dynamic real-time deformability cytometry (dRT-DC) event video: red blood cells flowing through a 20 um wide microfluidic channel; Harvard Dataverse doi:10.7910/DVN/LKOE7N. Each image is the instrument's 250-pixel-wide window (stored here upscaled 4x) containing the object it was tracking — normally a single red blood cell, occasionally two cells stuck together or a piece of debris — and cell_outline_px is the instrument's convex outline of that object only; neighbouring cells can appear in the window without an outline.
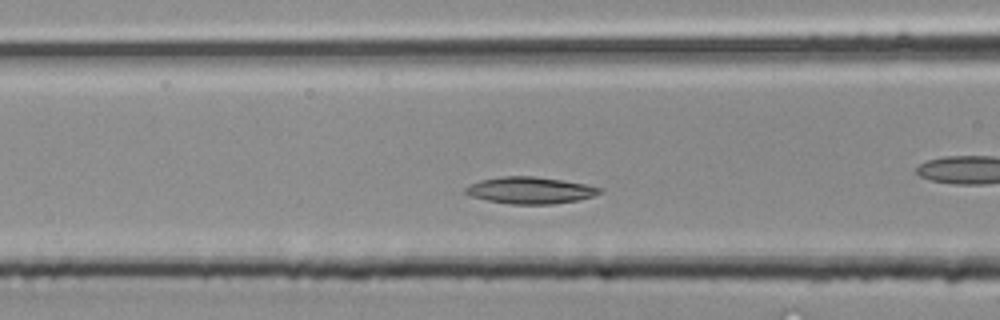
{"species": "common noctule bat (a hibernating species)", "species_latin": "Nyctalus noctula", "temperature_condition": "room temperature", "stored_images_in_passage": 26, "camera_frame_rate_fps": 3000, "um_per_image_px": 0.085, "animal": {"sex": "male", "body_mass_g": 20.4}, "frame": {"image": 1, "passage_image": 5, "time_ms": 1.333, "image_size_px": [1000, 320], "cell_outline_px": [[604, 192], [592, 196], [576, 200], [552, 204], [512, 204], [488, 200], [472, 196], [464, 192], [464, 188], [480, 180], [504, 176], [532, 176], [564, 180], [604, 188]], "centroid_in_image_um": [45.1, 16.17], "position_along_channel_um": 121.5, "area_um2": 20.75}}